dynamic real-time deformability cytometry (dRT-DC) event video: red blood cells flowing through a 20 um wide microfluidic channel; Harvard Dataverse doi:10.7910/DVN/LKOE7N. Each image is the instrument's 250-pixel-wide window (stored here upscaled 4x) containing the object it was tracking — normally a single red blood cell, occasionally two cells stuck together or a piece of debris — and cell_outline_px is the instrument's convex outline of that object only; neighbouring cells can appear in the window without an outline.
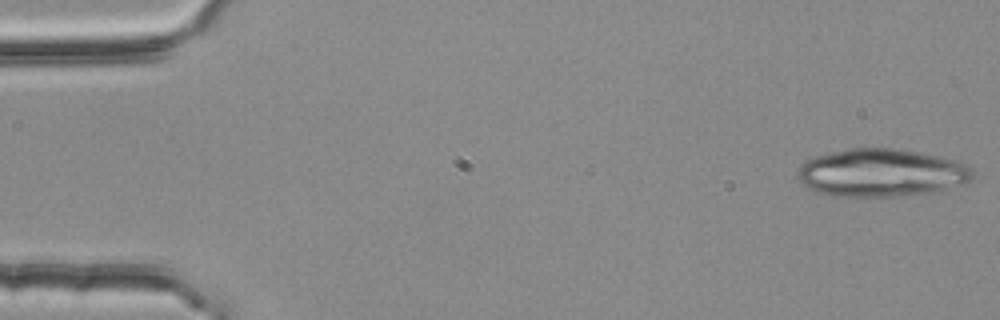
{"species": "common noctule bat (a hibernating species)", "species_latin": "Nyctalus noctula", "temperature_condition": "room temperature", "stored_images_in_passage": 18, "camera_frame_rate_fps": 3000, "um_per_image_px": 0.085, "animal": {"sex": "female", "body_mass_g": 25.1}, "frame": {"image": 1, "passage_image": 1, "time_ms": 0.0, "image_size_px": [1000, 320], "cell_outline_px": [[972, 176], [968, 180], [960, 184], [928, 192], [896, 196], [828, 196], [816, 192], [808, 188], [796, 176], [800, 168], [808, 160], [816, 156], [848, 148], [900, 148], [940, 156], [968, 164], [972, 168]], "centroid_in_image_um": [74.89, 14.67], "position_along_channel_um": 10.1, "area_um2": 48.44}}